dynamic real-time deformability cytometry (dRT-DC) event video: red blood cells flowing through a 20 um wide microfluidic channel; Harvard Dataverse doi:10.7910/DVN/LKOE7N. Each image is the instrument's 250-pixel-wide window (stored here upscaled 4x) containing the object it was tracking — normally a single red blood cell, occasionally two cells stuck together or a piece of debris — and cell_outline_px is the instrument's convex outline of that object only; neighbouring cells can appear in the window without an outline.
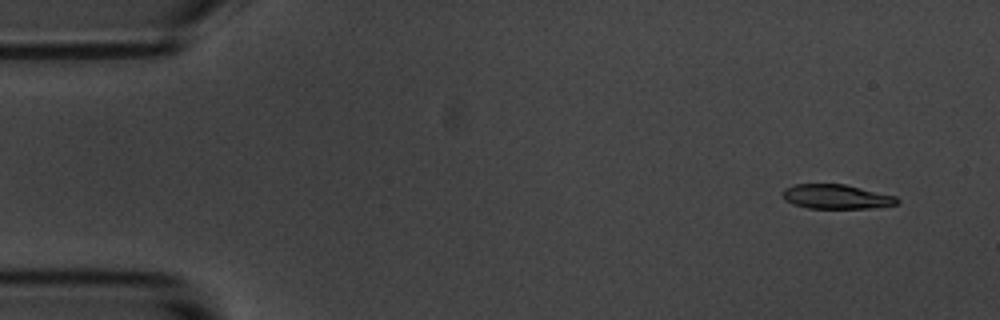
{"species": "common noctule bat (a hibernating species)", "species_latin": "Nyctalus noctula", "temperature_condition": "room temperature", "stored_images_in_passage": 5, "camera_frame_rate_fps": 3000, "um_per_image_px": 0.085, "animal": {"sex": "male", "body_mass_g": 20.1, "forearm_length_mm": 53.5}, "frame": {"image": 1, "passage_image": 1, "time_ms": 0.0, "image_size_px": [1000, 320], "cell_outline_px": [[900, 200], [896, 204], [868, 208], [808, 208], [792, 204], [784, 200], [780, 192], [784, 188], [796, 184], [844, 184], [896, 196]], "centroid_in_image_um": [71.02, 16.71], "position_along_channel_um": 14.0, "area_um2": 16.3}}